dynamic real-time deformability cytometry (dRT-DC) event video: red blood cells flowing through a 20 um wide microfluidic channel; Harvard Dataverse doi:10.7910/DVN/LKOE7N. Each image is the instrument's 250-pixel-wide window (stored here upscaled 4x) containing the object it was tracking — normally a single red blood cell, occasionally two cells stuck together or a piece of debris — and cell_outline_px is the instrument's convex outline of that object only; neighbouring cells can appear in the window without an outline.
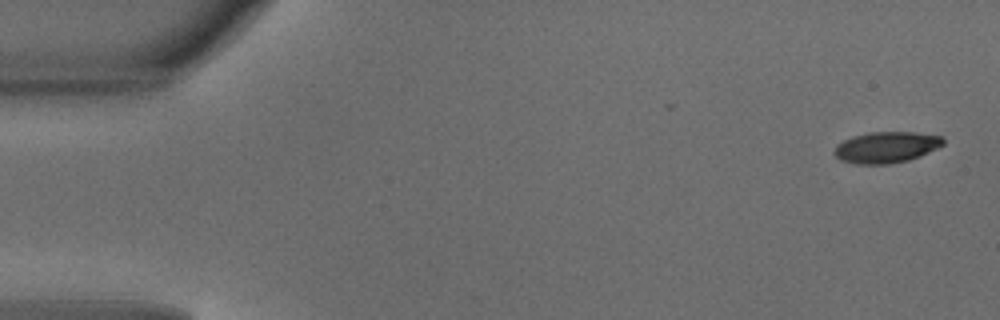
{"species": "common noctule bat (a hibernating species)", "species_latin": "Nyctalus noctula", "temperature_condition": "warm", "stored_images_in_passage": 48, "camera_frame_rate_fps": 3000, "um_per_image_px": 0.085, "animal": {"sex": "male", "body_mass_g": 18.8}, "frame": {"image": 1, "passage_image": 1, "time_ms": 0.0, "image_size_px": [1000, 320], "cell_outline_px": [[944, 144], [920, 156], [908, 160], [888, 164], [856, 164], [840, 160], [832, 152], [836, 144], [852, 136], [868, 132], [916, 132], [944, 136]], "centroid_in_image_um": [75.31, 12.51], "position_along_channel_um": 9.7, "area_um2": 19.94}}
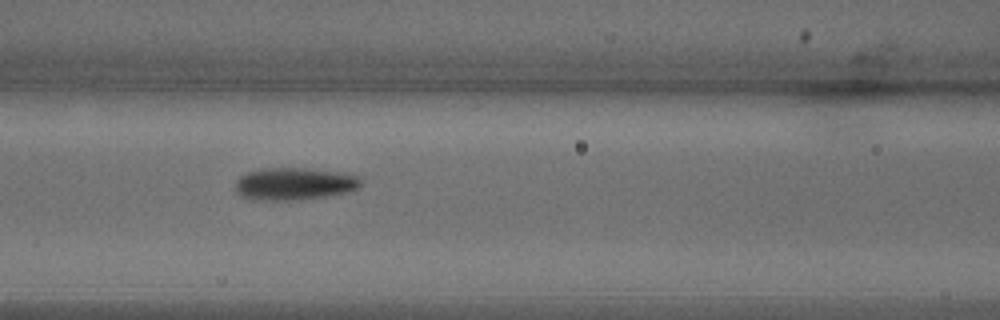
{"frame": {"image": 2, "passage_image": 20, "time_ms": 6.333, "image_size_px": [1000, 320], "cell_outline_px": [[360, 184], [356, 188], [344, 192], [328, 196], [296, 200], [252, 200], [240, 196], [236, 192], [236, 180], [240, 176], [248, 172], [260, 168], [304, 168], [344, 172], [356, 176], [360, 180]], "centroid_in_image_um": [24.95, 15.62], "position_along_channel_um": 141.6, "area_um2": 23.7}}
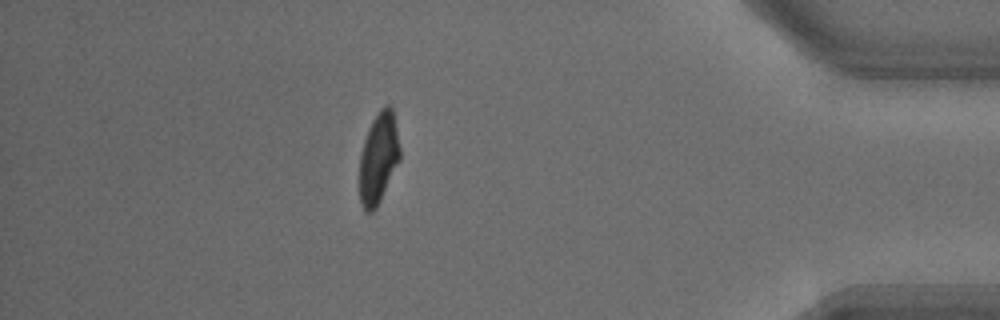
{"frame": {"image": 3, "passage_image": 42, "time_ms": 13.667, "image_size_px": [1000, 320], "cell_outline_px": [[400, 160], [376, 208], [372, 212], [364, 212], [360, 204], [360, 156], [364, 140], [372, 120], [380, 108], [384, 104], [388, 104], [392, 108], [400, 148]], "centroid_in_image_um": [32.17, 13.44], "position_along_channel_um": 403.0, "area_um2": 21.33}, "authors_computed_cell_mechanics": {"area_um2": 22.1085, "velocity_mm_per_s": 4.1469, "shape_relaxation_time_tau1_ms": 3.5478, "shape_relaxation_time_tau2_ms": 1.7644, "deformation_change_tau1": 0.1719, "deformation_change_tau2": 0.0708}}